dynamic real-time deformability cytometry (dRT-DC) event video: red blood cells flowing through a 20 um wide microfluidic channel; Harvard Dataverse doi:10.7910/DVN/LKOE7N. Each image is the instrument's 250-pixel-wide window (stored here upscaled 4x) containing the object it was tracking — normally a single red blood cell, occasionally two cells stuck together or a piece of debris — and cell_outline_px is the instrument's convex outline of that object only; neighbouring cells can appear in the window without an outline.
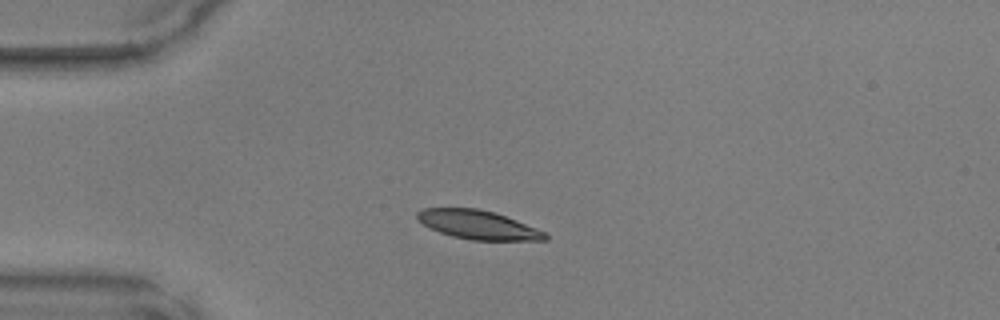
{"species": "common noctule bat (a hibernating species)", "species_latin": "Nyctalus noctula", "temperature_condition": "warm", "stored_images_in_passage": 37, "camera_frame_rate_fps": 3000, "um_per_image_px": 0.085, "animal": {"sex": "male", "body_mass_g": 17.9, "forearm_length_mm": 54.2}, "frame": {"image": 1, "passage_image": 1, "time_ms": 0.0, "image_size_px": [1000, 320], "cell_outline_px": [[548, 240], [472, 240], [452, 236], [440, 232], [416, 220], [416, 212], [424, 208], [476, 208], [496, 212], [536, 228], [544, 232], [548, 236]], "centroid_in_image_um": [40.62, 19.1], "position_along_channel_um": 44.4, "area_um2": 21.39}}
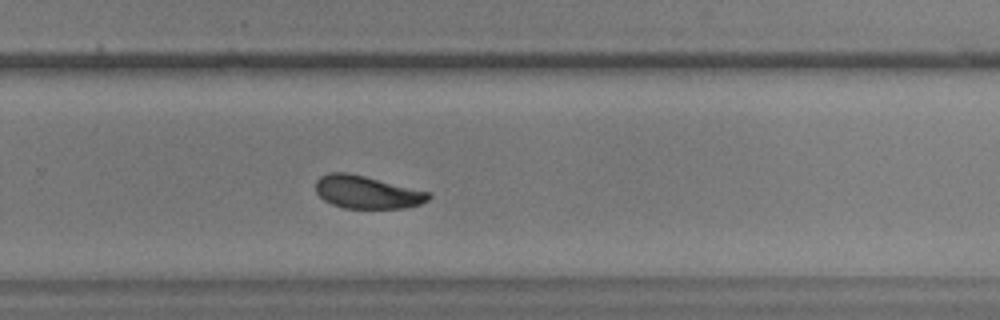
{"frame": {"image": 2, "passage_image": 21, "time_ms": 6.667, "image_size_px": [1000, 320], "cell_outline_px": [[432, 196], [428, 200], [420, 204], [404, 208], [344, 208], [332, 204], [324, 200], [316, 192], [316, 180], [320, 176], [328, 172], [344, 172], [364, 176], [428, 192]], "centroid_in_image_um": [31.15, 16.34], "position_along_channel_um": 298.6, "area_um2": 21.33}}
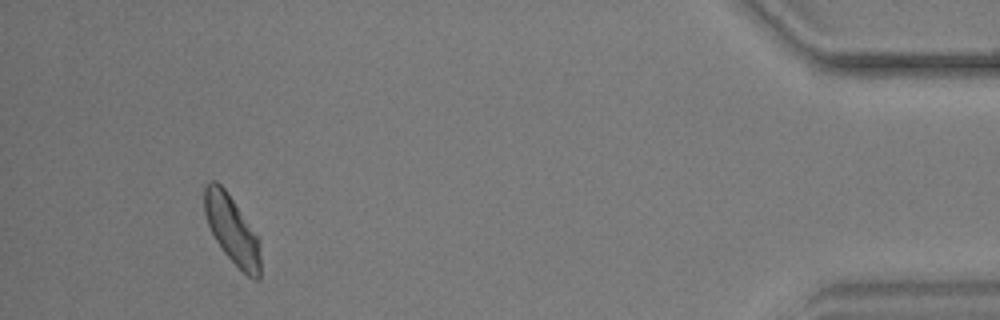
{"frame": {"image": 3, "passage_image": 34, "time_ms": 11.0, "image_size_px": [1000, 320], "cell_outline_px": [[260, 280], [256, 280], [248, 276], [224, 252], [216, 240], [208, 224], [204, 212], [204, 188], [208, 180], [216, 180], [224, 188], [260, 240]], "centroid_in_image_um": [19.71, 19.52], "position_along_channel_um": 415.5, "area_um2": 21.85}}